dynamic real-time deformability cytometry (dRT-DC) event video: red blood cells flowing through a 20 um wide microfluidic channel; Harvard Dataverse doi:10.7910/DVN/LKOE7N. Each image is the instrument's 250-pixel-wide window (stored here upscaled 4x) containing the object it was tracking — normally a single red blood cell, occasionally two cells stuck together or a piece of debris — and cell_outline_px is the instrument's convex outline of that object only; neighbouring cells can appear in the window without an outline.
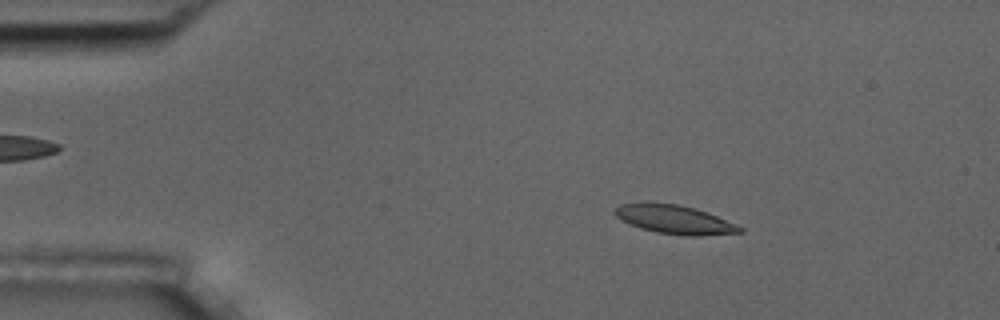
{"species": "common noctule bat (a hibernating species)", "species_latin": "Nyctalus noctula", "temperature_condition": "room temperature", "stored_images_in_passage": 4, "camera_frame_rate_fps": 3000, "um_per_image_px": 0.085, "animal": {"sex": "male", "body_mass_g": 17.5, "forearm_length_mm": 52.3}, "frame": {"image": 1, "passage_image": 2, "time_ms": 1.333, "image_size_px": [1000, 320], "cell_outline_px": [[744, 232], [700, 236], [684, 236], [656, 232], [640, 228], [620, 220], [612, 212], [620, 204], [680, 204], [696, 208], [708, 212], [744, 228]], "centroid_in_image_um": [57.37, 18.68], "position_along_channel_um": 27.6, "area_um2": 20.75}}